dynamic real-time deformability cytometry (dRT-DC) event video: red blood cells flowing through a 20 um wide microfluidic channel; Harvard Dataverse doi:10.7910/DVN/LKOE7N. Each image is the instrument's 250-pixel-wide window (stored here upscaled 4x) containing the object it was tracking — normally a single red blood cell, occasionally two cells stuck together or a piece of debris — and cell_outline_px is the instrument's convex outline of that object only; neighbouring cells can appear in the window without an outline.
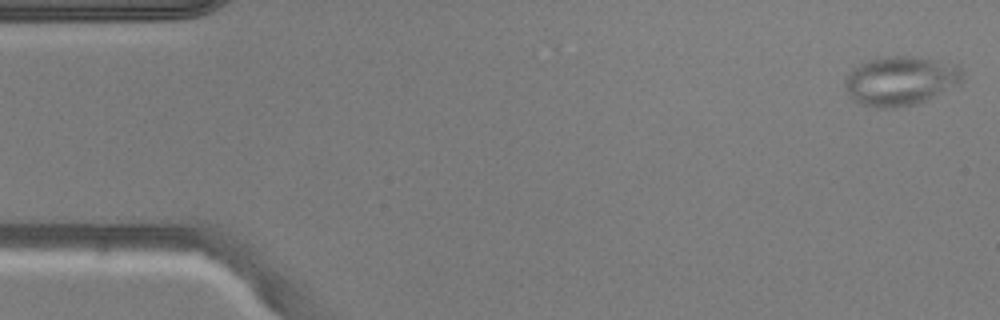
{"species": "common noctule bat (a hibernating species)", "species_latin": "Nyctalus noctula", "temperature_condition": "warm", "stored_images_in_passage": 49, "camera_frame_rate_fps": 3000, "um_per_image_px": 0.085, "animal": {"sex": "male", "body_mass_g": 20.5, "forearm_length_mm": 52.5}, "frame": {"image": 1, "passage_image": 1, "time_ms": 0.0, "image_size_px": [1000, 320], "cell_outline_px": [[964, 80], [960, 84], [916, 104], [892, 108], [876, 108], [860, 104], [852, 100], [844, 84], [844, 80], [848, 72], [852, 68], [860, 64], [880, 56], [912, 56], [956, 64], [964, 72]], "centroid_in_image_um": [76.53, 6.87], "position_along_channel_um": 8.5, "area_um2": 33.93}}
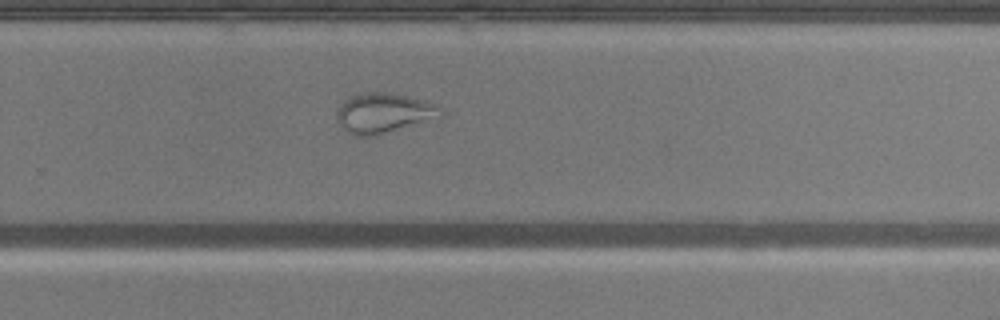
{"frame": {"image": 2, "passage_image": 32, "time_ms": 10.333, "image_size_px": [1000, 320], "cell_outline_px": [[444, 116], [440, 120], [376, 136], [352, 136], [336, 120], [336, 112], [340, 104], [344, 100], [360, 92], [388, 92], [408, 96], [440, 104]], "centroid_in_image_um": [32.72, 9.63], "position_along_channel_um": 297.1, "area_um2": 25.32}}
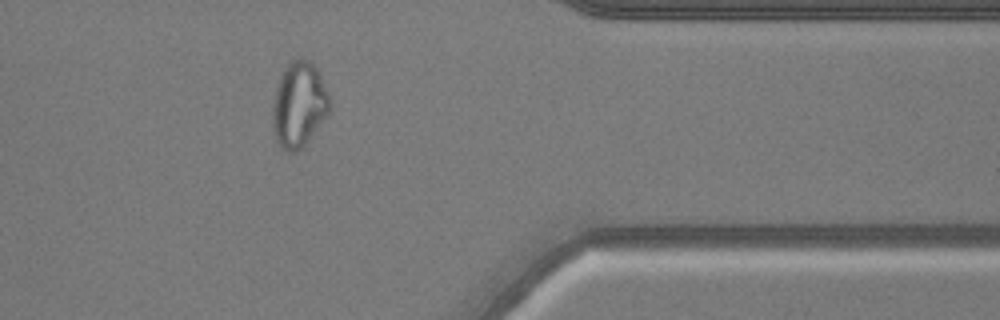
{"frame": {"image": 3, "passage_image": 40, "time_ms": 13.0, "image_size_px": [1000, 320], "cell_outline_px": [[332, 104], [328, 112], [304, 144], [296, 152], [284, 152], [280, 148], [276, 140], [272, 128], [272, 104], [276, 84], [280, 72], [292, 60], [304, 56], [316, 68], [332, 100]], "centroid_in_image_um": [25.37, 8.87], "position_along_channel_um": 386.0, "area_um2": 28.61}, "authors_computed_cell_mechanics": {"area_um2": 29.2468, "velocity_mm_per_s": 4.011, "shape_relaxation_time_tau1_ms": null, "shape_relaxation_time_tau2_ms": 1.3039, "deformation_change_tau1": null, "deformation_change_tau2": 0.0738}}